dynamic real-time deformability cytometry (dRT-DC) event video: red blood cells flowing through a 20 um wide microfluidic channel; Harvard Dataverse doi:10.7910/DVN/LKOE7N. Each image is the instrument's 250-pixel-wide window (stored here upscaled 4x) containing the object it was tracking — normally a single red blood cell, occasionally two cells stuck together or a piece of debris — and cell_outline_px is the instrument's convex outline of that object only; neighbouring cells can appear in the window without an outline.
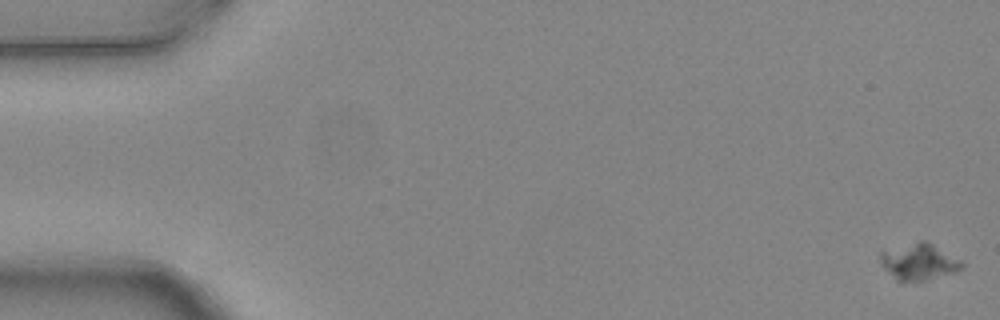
{"species": "common noctule bat (a hibernating species)", "species_latin": "Nyctalus noctula", "temperature_condition": "warm", "stored_images_in_passage": 6, "camera_frame_rate_fps": 3000, "um_per_image_px": 0.085, "animal": {"sex": "female", "body_mass_g": 24.6, "forearm_length_mm": 56.2}, "frame": {"image": 1, "passage_image": 1, "time_ms": 0.0, "image_size_px": [1000, 320], "cell_outline_px": [[964, 268], [956, 272], [924, 280], [900, 284], [884, 268], [880, 260], [880, 252], [920, 240], [924, 240], [964, 260]], "centroid_in_image_um": [78.14, 22.28], "position_along_channel_um": 6.9, "area_um2": 17.57}}
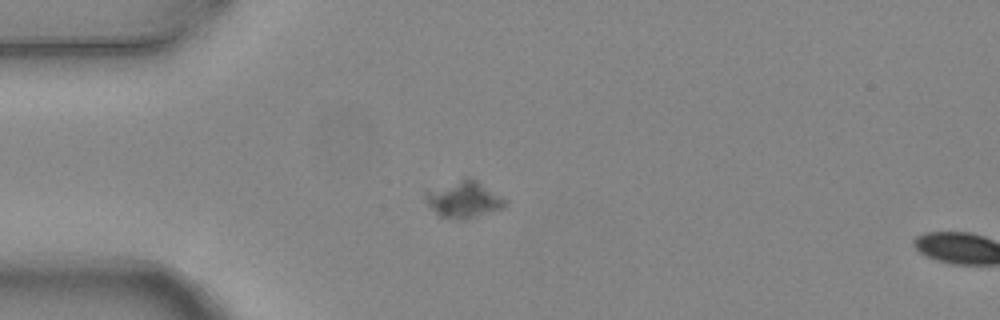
{"frame": {"image": 2, "passage_image": 5, "time_ms": 1.333, "image_size_px": [1000, 320], "cell_outline_px": [[508, 204], [504, 208], [464, 220], [456, 220], [436, 216], [428, 204], [424, 196], [424, 188], [464, 180], [476, 180], [508, 200]], "centroid_in_image_um": [39.37, 16.99], "position_along_channel_um": 45.6, "area_um2": 17.22}}